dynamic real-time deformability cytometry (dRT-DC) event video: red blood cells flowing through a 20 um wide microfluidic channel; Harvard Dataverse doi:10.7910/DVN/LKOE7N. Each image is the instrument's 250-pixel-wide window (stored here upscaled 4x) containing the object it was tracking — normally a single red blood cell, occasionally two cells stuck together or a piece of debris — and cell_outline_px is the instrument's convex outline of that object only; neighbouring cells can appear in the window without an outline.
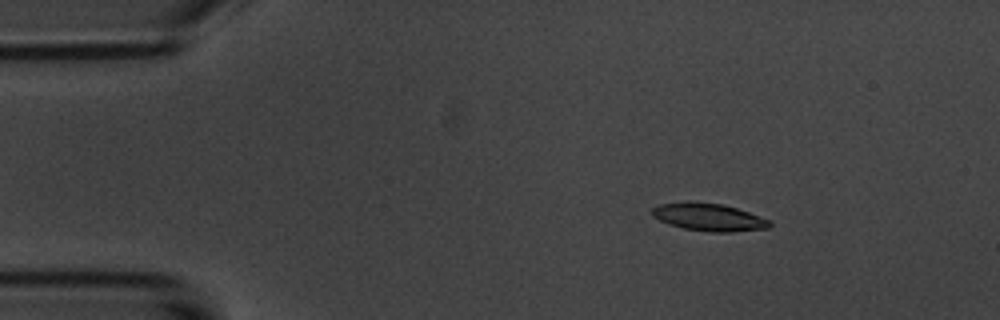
{"species": "common noctule bat (a hibernating species)", "species_latin": "Nyctalus noctula", "temperature_condition": "room temperature", "stored_images_in_passage": 7, "camera_frame_rate_fps": 3000, "um_per_image_px": 0.085, "animal": {"sex": "male", "body_mass_g": 20.1, "forearm_length_mm": 53.5}, "frame": {"image": 1, "passage_image": 3, "time_ms": 2.333, "image_size_px": [1000, 320], "cell_outline_px": [[772, 224], [768, 228], [732, 232], [712, 232], [684, 228], [668, 224], [652, 216], [652, 208], [656, 204], [688, 200], [692, 200], [724, 204], [748, 212], [768, 220]], "centroid_in_image_um": [60.18, 18.43], "position_along_channel_um": 24.8, "area_um2": 19.13}}
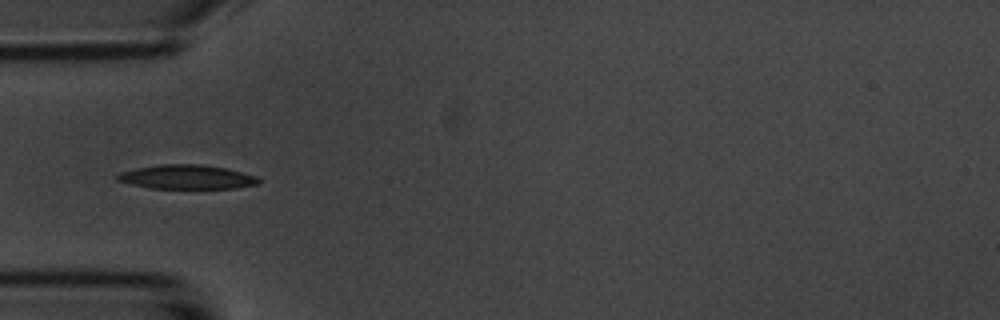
{"frame": {"image": 2, "passage_image": 5, "time_ms": 5.333, "image_size_px": [1000, 320], "cell_outline_px": [[260, 184], [236, 188], [152, 188], [132, 184], [116, 180], [116, 176], [120, 172], [160, 164], [204, 164], [228, 168], [256, 176], [260, 180]], "centroid_in_image_um": [15.94, 15.04], "position_along_channel_um": 69.1, "area_um2": 19.83}}
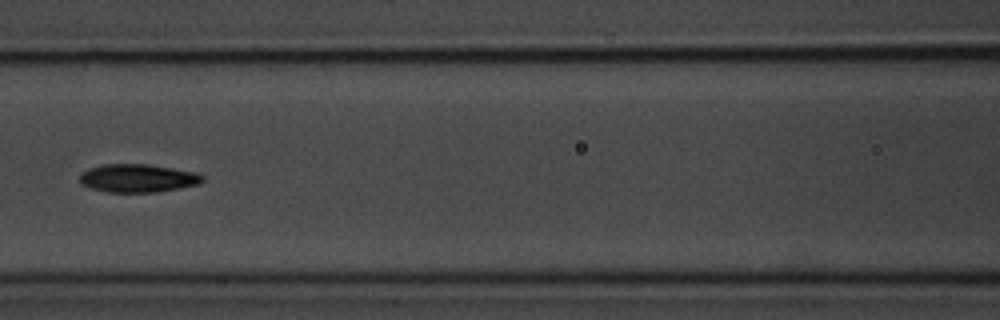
{"frame": {"image": 3, "passage_image": 7, "time_ms": 7.667, "image_size_px": [1000, 320], "cell_outline_px": [[204, 180], [200, 184], [180, 188], [156, 192], [104, 192], [88, 188], [80, 184], [80, 176], [88, 168], [104, 164], [148, 164], [196, 172], [204, 176]], "centroid_in_image_um": [11.71, 15.15], "position_along_channel_um": 154.9, "area_um2": 20.35}}